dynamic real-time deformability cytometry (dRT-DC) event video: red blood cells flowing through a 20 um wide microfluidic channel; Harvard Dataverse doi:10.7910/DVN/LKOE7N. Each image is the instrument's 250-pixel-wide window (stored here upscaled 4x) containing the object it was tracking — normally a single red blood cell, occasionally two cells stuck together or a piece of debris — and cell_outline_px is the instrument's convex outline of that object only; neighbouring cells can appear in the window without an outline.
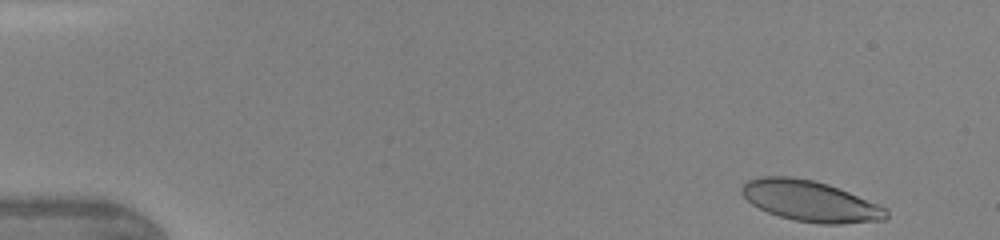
{"species": "human", "species_latin": "Homo sapiens", "temperature_condition": "warm", "stored_images_in_passage": 44, "camera_frame_rate_fps": 3000, "um_per_image_px": 0.085, "donor": {"sex": "female"}, "frame": {"image": 1, "passage_image": 1, "time_ms": 0.0, "image_size_px": [1000, 240], "cell_outline_px": [[888, 216], [884, 220], [840, 224], [820, 224], [796, 220], [780, 216], [768, 212], [752, 204], [740, 192], [740, 188], [748, 180], [760, 176], [792, 176], [812, 180], [828, 184], [880, 204], [888, 208]], "centroid_in_image_um": [68.9, 17.09], "position_along_channel_um": 16.1, "area_um2": 34.39}}
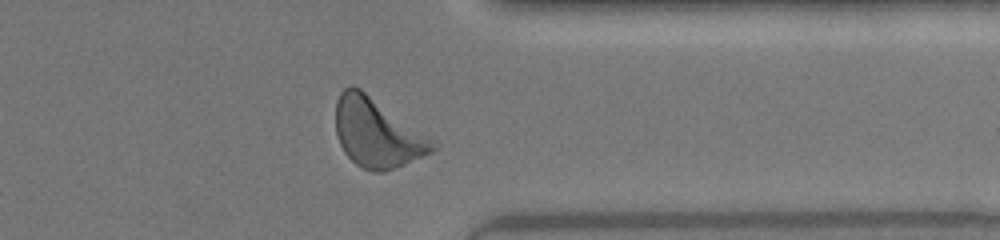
{"frame": {"image": 2, "passage_image": 35, "time_ms": 11.333, "image_size_px": [1000, 240], "cell_outline_px": [[436, 148], [432, 152], [424, 156], [384, 172], [372, 172], [360, 168], [344, 152], [336, 136], [336, 100], [340, 92], [344, 88], [352, 84], [360, 88], [436, 140]], "centroid_in_image_um": [32.05, 11.3], "position_along_channel_um": 379.3, "area_um2": 39.19}}
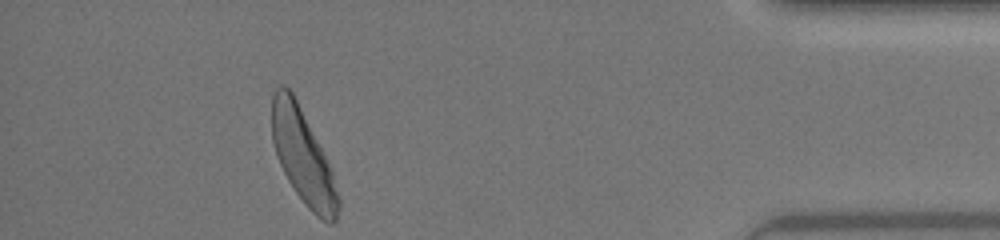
{"frame": {"image": 3, "passage_image": 40, "time_ms": 13.0, "image_size_px": [1000, 240], "cell_outline_px": [[340, 208], [336, 220], [332, 224], [328, 224], [316, 216], [308, 208], [296, 192], [288, 180], [280, 164], [272, 140], [272, 92], [280, 84], [284, 84], [292, 92], [332, 168], [340, 196]], "centroid_in_image_um": [25.78, 13.35], "position_along_channel_um": 409.4, "area_um2": 36.53}, "authors_computed_cell_mechanics": {"area_um2": 36.1828, "velocity_mm_per_s": 4.3249, "shape_relaxation_time_tau1_ms": 2.8797, "shape_relaxation_time_tau2_ms": 1.0988, "deformation_change_tau1": 0.1569, "deformation_change_tau2": 0.0928}}